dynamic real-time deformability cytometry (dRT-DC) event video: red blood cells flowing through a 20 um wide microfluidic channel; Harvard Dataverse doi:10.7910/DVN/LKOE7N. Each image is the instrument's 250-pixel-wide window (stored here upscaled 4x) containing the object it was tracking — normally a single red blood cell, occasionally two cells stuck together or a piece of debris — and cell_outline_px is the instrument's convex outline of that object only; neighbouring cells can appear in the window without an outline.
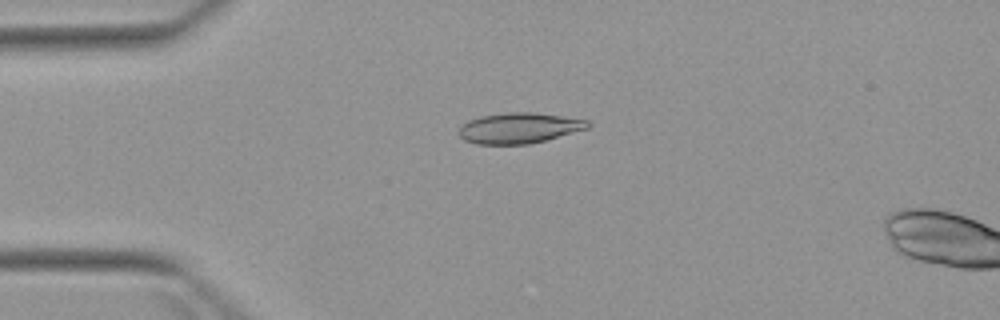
{"species": "Egyptian fruit bat (a non-hibernating species)", "species_latin": "Rousettus aegyptiacus", "temperature_condition": "warm", "stored_images_in_passage": 3, "camera_frame_rate_fps": 3000, "um_per_image_px": 0.085, "animal": {"sex": "female"}, "frame": {"image": 1, "passage_image": 2, "time_ms": 1.0, "image_size_px": [1000, 320], "cell_outline_px": [[592, 124], [588, 128], [544, 140], [528, 144], [476, 144], [464, 140], [460, 136], [460, 128], [468, 120], [484, 116], [508, 112], [532, 112], [588, 120]], "centroid_in_image_um": [44.13, 10.88], "position_along_channel_um": 40.9, "area_um2": 22.6}}